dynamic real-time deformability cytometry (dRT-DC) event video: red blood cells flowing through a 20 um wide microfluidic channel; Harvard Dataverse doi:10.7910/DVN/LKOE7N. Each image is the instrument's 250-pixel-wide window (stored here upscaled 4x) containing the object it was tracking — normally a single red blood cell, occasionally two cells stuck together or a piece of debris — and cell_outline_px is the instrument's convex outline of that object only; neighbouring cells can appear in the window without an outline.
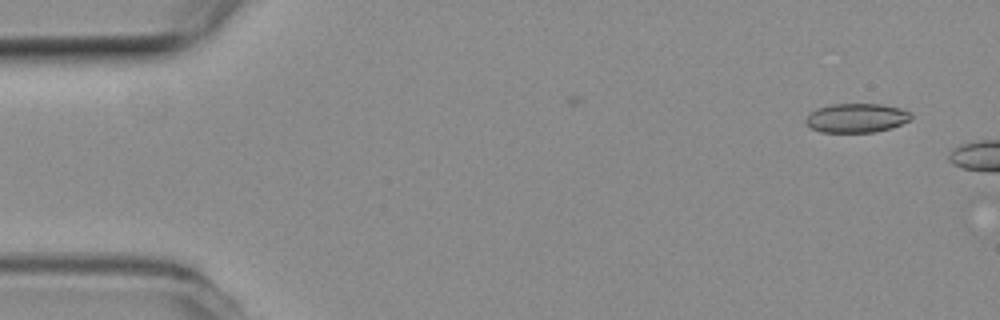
{"species": "common noctule bat (a hibernating species)", "species_latin": "Nyctalus noctula", "temperature_condition": "room temperature", "stored_images_in_passage": 2, "camera_frame_rate_fps": 3000, "um_per_image_px": 0.085, "animal": {"sex": "female", "body_mass_g": 19.3, "forearm_length_mm": 54.1}, "frame": {"image": 1, "passage_image": 1, "time_ms": 0.0, "image_size_px": [1000, 320], "cell_outline_px": [[912, 116], [908, 120], [892, 128], [876, 132], [820, 132], [812, 128], [804, 120], [808, 112], [816, 108], [832, 104], [880, 104], [900, 108], [912, 112]], "centroid_in_image_um": [72.78, 10.02], "position_along_channel_um": 12.2, "area_um2": 17.98}}